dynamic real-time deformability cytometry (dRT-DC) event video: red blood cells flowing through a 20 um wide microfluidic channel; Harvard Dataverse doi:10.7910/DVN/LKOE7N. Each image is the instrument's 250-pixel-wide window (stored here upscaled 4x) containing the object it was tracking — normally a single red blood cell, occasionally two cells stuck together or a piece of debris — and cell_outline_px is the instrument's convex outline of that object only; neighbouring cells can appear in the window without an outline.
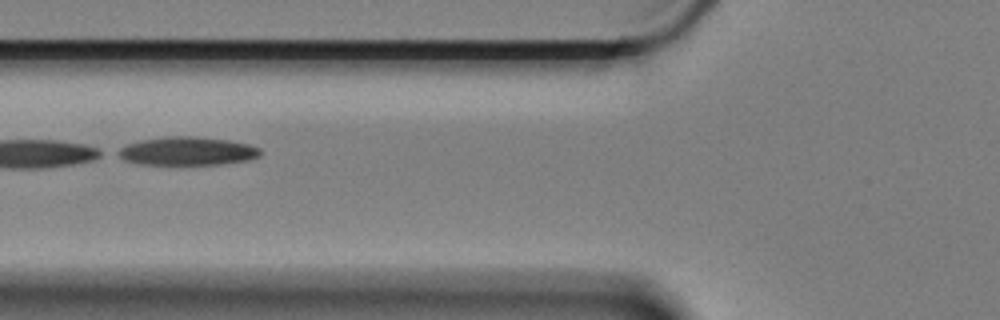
{"species": "Egyptian fruit bat (a non-hibernating species)", "species_latin": "Rousettus aegyptiacus", "temperature_condition": "cold", "stored_images_in_passage": 9, "camera_frame_rate_fps": 3000, "um_per_image_px": 0.085, "animal": {"sex": "female"}, "frame": {"image": 1, "passage_image": 6, "time_ms": 1.667, "image_size_px": [1000, 320], "cell_outline_px": [[260, 156], [248, 160], [220, 164], [140, 164], [124, 160], [116, 156], [112, 152], [128, 144], [140, 140], [168, 136], [196, 136], [228, 140], [248, 144], [260, 148]], "centroid_in_image_um": [15.86, 12.84], "position_along_channel_um": 109.9, "area_um2": 23.64}}